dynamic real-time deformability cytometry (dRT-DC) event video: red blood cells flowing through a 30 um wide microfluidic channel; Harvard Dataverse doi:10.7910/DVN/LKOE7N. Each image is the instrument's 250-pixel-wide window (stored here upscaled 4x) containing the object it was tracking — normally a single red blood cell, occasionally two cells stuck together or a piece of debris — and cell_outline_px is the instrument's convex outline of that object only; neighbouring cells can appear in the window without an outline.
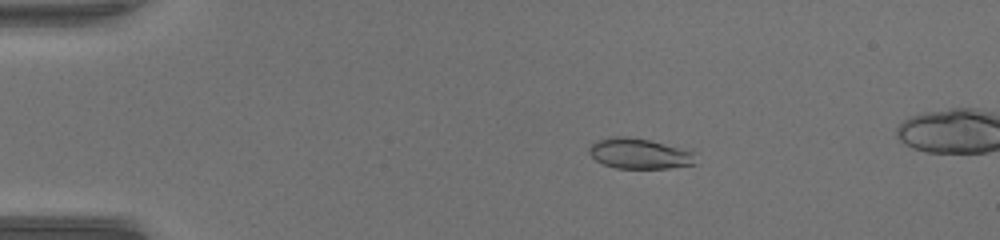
{"species": "common noctule bat (a hibernating species)", "species_latin": "Nyctalus noctula", "temperature_condition": "warm", "stored_images_in_passage": 50, "camera_frame_rate_fps": 3000, "um_per_image_px": 0.085, "animal": {"sex": "female", "body_mass_g": 17.0, "forearm_length_mm": 48.0}, "frame": {"image": 1, "passage_image": 10, "time_ms": 3.0, "image_size_px": [1000, 240], "cell_outline_px": [[696, 164], [668, 168], [616, 168], [604, 164], [596, 160], [588, 152], [588, 148], [596, 140], [612, 136], [624, 136], [648, 140], [692, 148], [696, 152]], "centroid_in_image_um": [54.44, 13.04], "position_along_channel_um": 30.6, "area_um2": 19.36}}
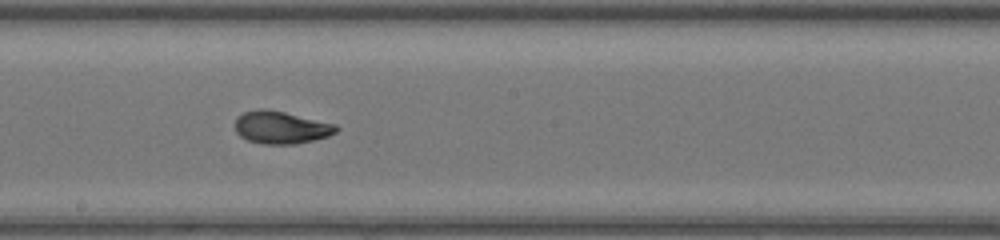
{"frame": {"image": 2, "passage_image": 29, "time_ms": 9.333, "image_size_px": [1000, 240], "cell_outline_px": [[340, 128], [336, 132], [328, 136], [296, 144], [264, 144], [248, 140], [240, 136], [236, 132], [236, 116], [244, 112], [260, 108], [264, 108], [284, 112], [336, 124]], "centroid_in_image_um": [23.88, 10.83], "position_along_channel_um": 224.3, "area_um2": 19.13}}
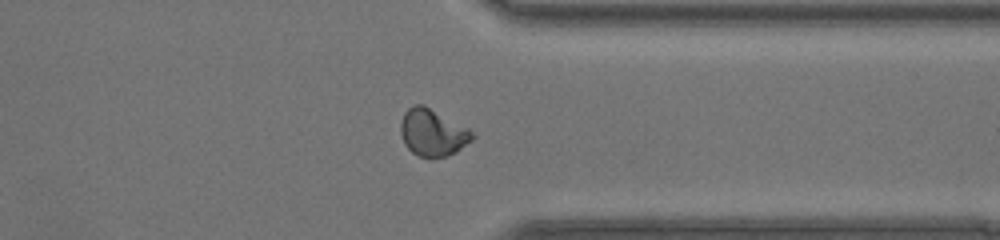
{"frame": {"image": 3, "passage_image": 40, "time_ms": 13.0, "image_size_px": [1000, 240], "cell_outline_px": [[476, 136], [472, 140], [456, 152], [448, 156], [420, 156], [412, 152], [404, 144], [400, 132], [400, 124], [404, 112], [408, 108], [416, 104], [424, 104], [468, 128]], "centroid_in_image_um": [36.76, 11.25], "position_along_channel_um": 374.6, "area_um2": 19.54}}